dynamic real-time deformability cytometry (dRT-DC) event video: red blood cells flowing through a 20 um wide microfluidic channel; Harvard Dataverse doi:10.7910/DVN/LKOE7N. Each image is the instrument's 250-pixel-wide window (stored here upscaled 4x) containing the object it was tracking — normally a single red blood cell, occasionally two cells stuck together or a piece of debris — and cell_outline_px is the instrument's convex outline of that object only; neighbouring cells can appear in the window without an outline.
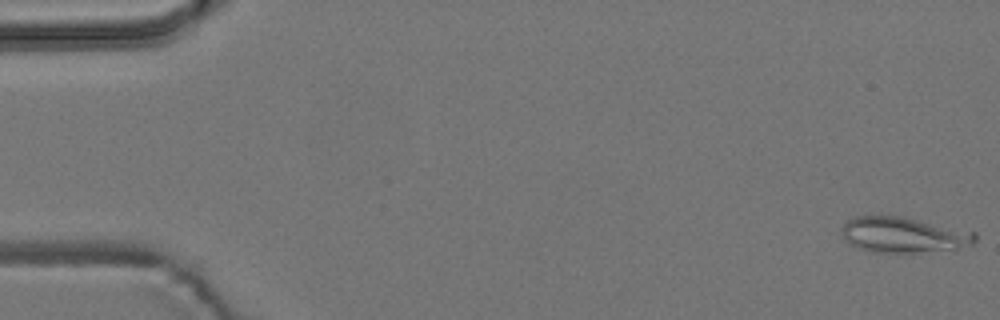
{"species": "common noctule bat (a hibernating species)", "species_latin": "Nyctalus noctula", "temperature_condition": "room temperature", "stored_images_in_passage": 3, "camera_frame_rate_fps": 3000, "um_per_image_px": 0.085, "animal": {"sex": "male", "body_mass_g": 19.2, "forearm_length_mm": 51.8}, "frame": {"image": 1, "passage_image": 1, "time_ms": 0.0, "image_size_px": [1000, 320], "cell_outline_px": [[976, 240], [972, 244], [956, 248], [912, 252], [876, 252], [860, 248], [848, 244], [840, 232], [840, 228], [848, 220], [856, 216], [904, 216], [976, 232]], "centroid_in_image_um": [76.76, 19.94], "position_along_channel_um": 8.2, "area_um2": 27.46}}